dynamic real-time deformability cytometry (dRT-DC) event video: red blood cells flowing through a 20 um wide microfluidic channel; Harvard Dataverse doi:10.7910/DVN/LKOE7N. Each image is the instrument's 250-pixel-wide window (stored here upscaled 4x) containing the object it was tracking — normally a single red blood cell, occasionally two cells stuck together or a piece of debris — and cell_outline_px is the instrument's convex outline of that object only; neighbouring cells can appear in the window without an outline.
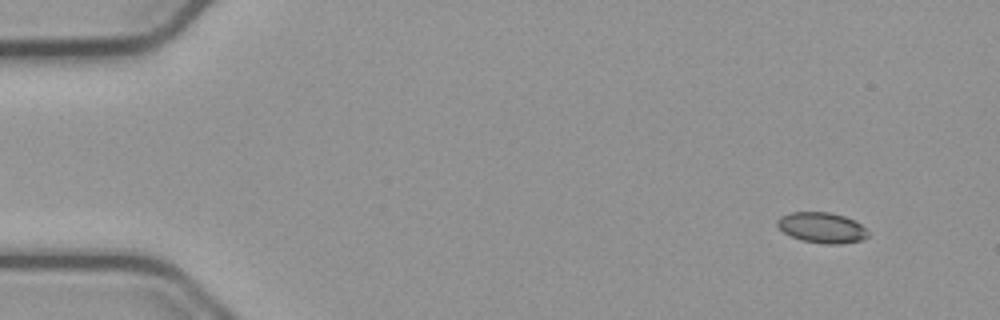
{"species": "common noctule bat (a hibernating species)", "species_latin": "Nyctalus noctula", "temperature_condition": "cold", "stored_images_in_passage": 54, "camera_frame_rate_fps": 3000, "um_per_image_px": 0.085, "animal": {"sex": "male", "body_mass_g": 23.1, "forearm_length_mm": 52.7}, "frame": {"image": 1, "passage_image": 4, "time_ms": 1.0, "image_size_px": [1000, 320], "cell_outline_px": [[868, 236], [860, 240], [840, 244], [824, 244], [800, 240], [784, 232], [776, 224], [776, 220], [780, 216], [792, 212], [828, 212], [844, 216], [860, 224], [868, 232]], "centroid_in_image_um": [69.82, 19.35], "position_along_channel_um": 15.2, "area_um2": 16.01}}
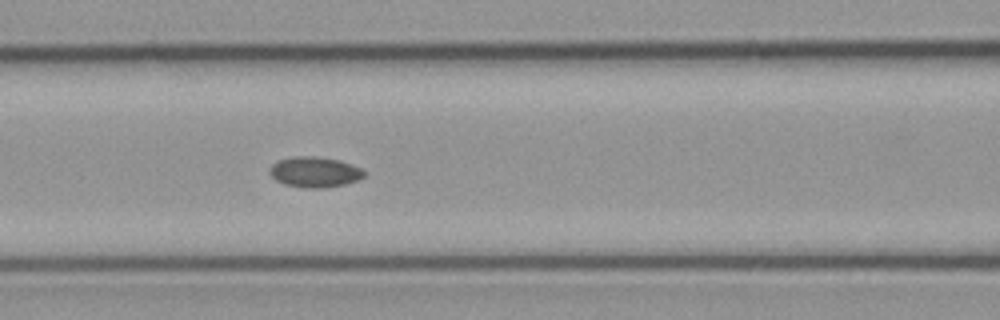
{"frame": {"image": 2, "passage_image": 23, "time_ms": 7.333, "image_size_px": [1000, 320], "cell_outline_px": [[364, 176], [356, 180], [344, 184], [324, 188], [304, 188], [284, 184], [276, 180], [268, 172], [268, 168], [276, 160], [296, 156], [312, 156], [340, 160], [360, 168], [364, 172]], "centroid_in_image_um": [26.68, 14.62], "position_along_channel_um": 139.9, "area_um2": 16.76}}
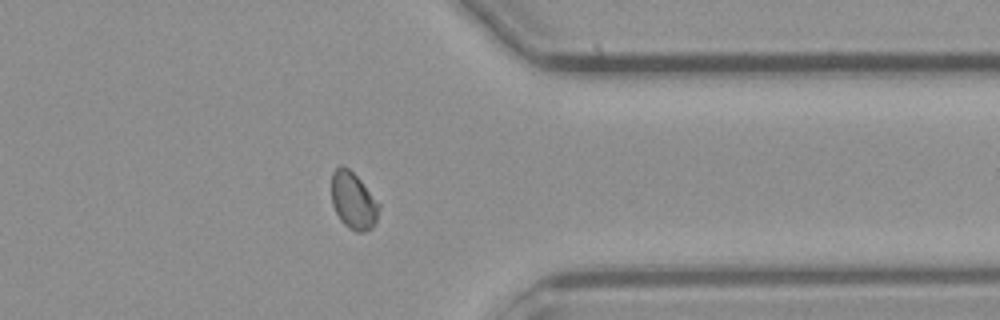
{"frame": {"image": 3, "passage_image": 43, "time_ms": 14.0, "image_size_px": [1000, 320], "cell_outline_px": [[380, 208], [376, 220], [372, 228], [360, 232], [356, 232], [348, 228], [340, 220], [332, 204], [332, 172], [340, 164], [344, 164], [360, 180], [380, 204]], "centroid_in_image_um": [30.02, 17.05], "position_along_channel_um": 381.4, "area_um2": 15.72}, "authors_computed_cell_mechanics": {"area_um2": 16.0684, "velocity_mm_per_s": 3.7575, "shape_relaxation_time_tau1_ms": null, "shape_relaxation_time_tau2_ms": 1.811, "deformation_change_tau1": null, "deformation_change_tau2": 0.0356}}